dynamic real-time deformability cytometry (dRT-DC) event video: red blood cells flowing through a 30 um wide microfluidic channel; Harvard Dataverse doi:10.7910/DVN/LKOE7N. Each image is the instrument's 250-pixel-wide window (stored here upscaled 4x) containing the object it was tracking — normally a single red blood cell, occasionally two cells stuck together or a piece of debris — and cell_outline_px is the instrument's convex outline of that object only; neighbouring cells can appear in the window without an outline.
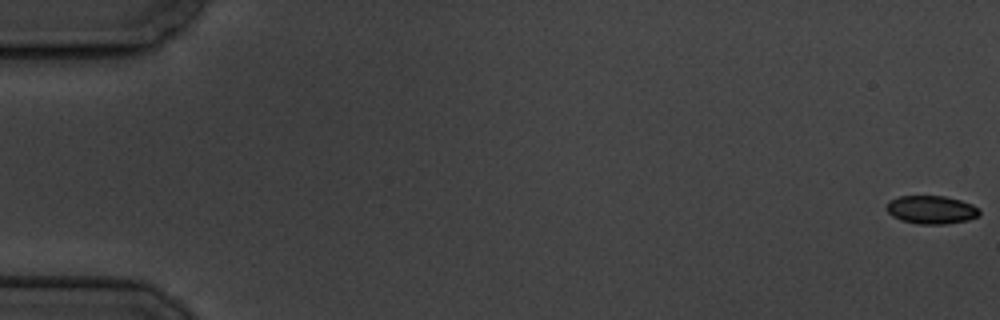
{"species": "common noctule bat (a hibernating species)", "species_latin": "Nyctalus noctula", "temperature_condition": "cold", "stored_images_in_passage": 6, "camera_frame_rate_fps": 3000, "um_per_image_px": 0.085, "animal": {"sex": "male", "body_mass_g": 19.5, "forearm_length_mm": 54.6}, "frame": {"image": 1, "passage_image": 1, "time_ms": 0.0, "image_size_px": [1000, 320], "cell_outline_px": [[980, 216], [968, 220], [948, 224], [916, 224], [900, 220], [892, 216], [884, 208], [892, 200], [900, 196], [944, 196], [960, 200], [972, 204], [980, 208]], "centroid_in_image_um": [79.19, 17.84], "position_along_channel_um": 5.8, "area_um2": 15.43}}
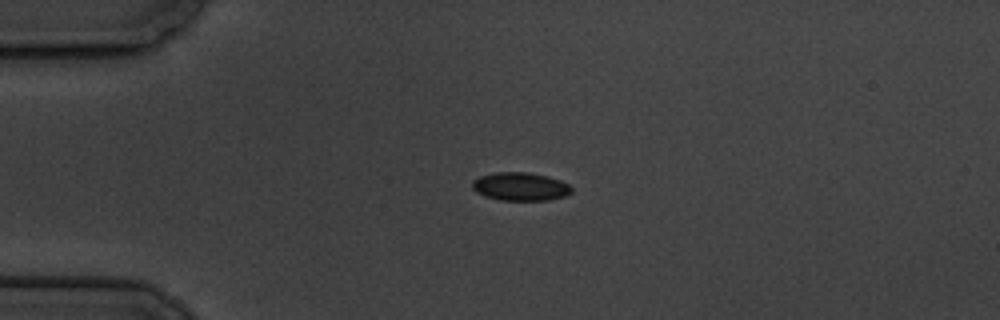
{"frame": {"image": 2, "passage_image": 5, "time_ms": 4.667, "image_size_px": [1000, 320], "cell_outline_px": [[572, 192], [564, 196], [548, 200], [500, 200], [484, 196], [476, 192], [472, 188], [472, 180], [480, 176], [496, 172], [528, 172], [548, 176], [560, 180], [568, 184], [572, 188]], "centroid_in_image_um": [44.21, 15.85], "position_along_channel_um": 40.8, "area_um2": 16.42}}